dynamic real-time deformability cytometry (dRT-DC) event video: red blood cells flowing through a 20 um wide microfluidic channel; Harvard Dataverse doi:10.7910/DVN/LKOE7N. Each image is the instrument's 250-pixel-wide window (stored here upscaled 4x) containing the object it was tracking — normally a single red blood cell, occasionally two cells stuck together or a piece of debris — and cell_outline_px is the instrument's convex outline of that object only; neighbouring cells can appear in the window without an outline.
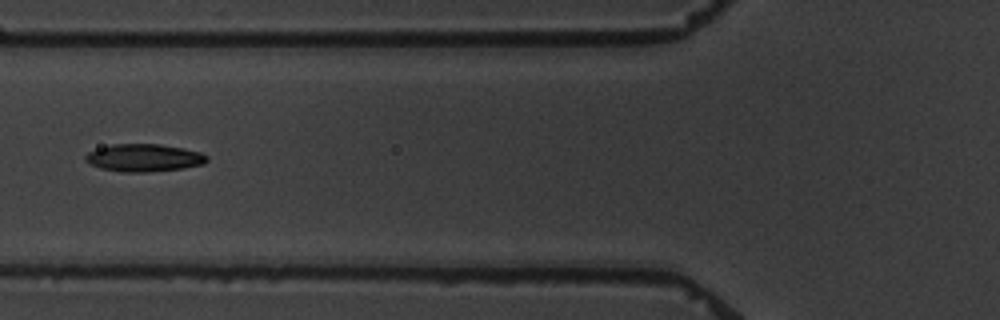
{"species": "common noctule bat (a hibernating species)", "species_latin": "Nyctalus noctula", "temperature_condition": "warm", "stored_images_in_passage": 8, "camera_frame_rate_fps": 3000, "um_per_image_px": 0.085, "animal": {"sex": "male", "body_mass_g": 19.5, "forearm_length_mm": 54.6}, "frame": {"image": 1, "passage_image": 7, "time_ms": 8.0, "image_size_px": [1000, 320], "cell_outline_px": [[208, 160], [204, 164], [184, 168], [144, 172], [120, 172], [100, 168], [84, 160], [84, 156], [88, 152], [112, 144], [160, 144], [184, 148], [200, 152], [208, 156]], "centroid_in_image_um": [12.25, 13.41], "position_along_channel_um": 113.5, "area_um2": 19.54}}
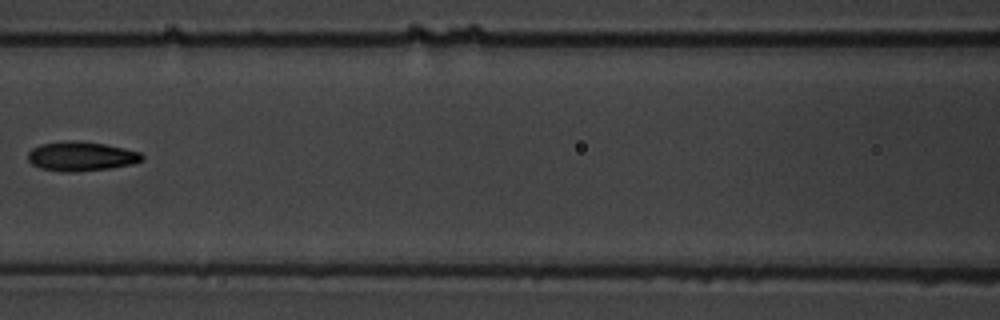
{"frame": {"image": 2, "passage_image": 8, "time_ms": 9.333, "image_size_px": [1000, 320], "cell_outline_px": [[144, 160], [132, 164], [108, 168], [76, 172], [64, 172], [40, 168], [32, 164], [28, 160], [28, 152], [32, 148], [40, 144], [64, 140], [72, 140], [104, 144], [124, 148], [140, 152], [144, 156]], "centroid_in_image_um": [6.88, 13.28], "position_along_channel_um": 159.7, "area_um2": 19.59}}